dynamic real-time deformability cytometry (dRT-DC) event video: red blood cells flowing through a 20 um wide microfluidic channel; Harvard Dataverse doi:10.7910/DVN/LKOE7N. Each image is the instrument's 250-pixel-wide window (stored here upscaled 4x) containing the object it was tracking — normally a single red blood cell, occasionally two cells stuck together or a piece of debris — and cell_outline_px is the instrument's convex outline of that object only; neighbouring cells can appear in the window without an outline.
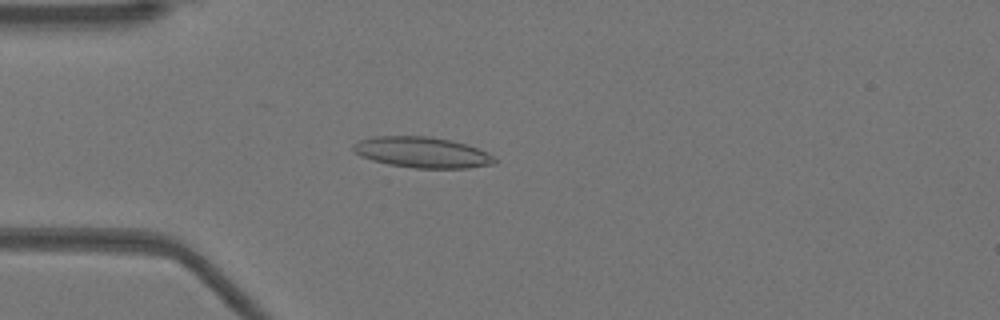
{"species": "Egyptian fruit bat (a non-hibernating species)", "species_latin": "Rousettus aegyptiacus", "temperature_condition": "warm", "stored_images_in_passage": 51, "camera_frame_rate_fps": 3000, "um_per_image_px": 0.085, "animal": {"sex": "female"}, "frame": {"image": 1, "passage_image": 14, "time_ms": 4.333, "image_size_px": [1000, 320], "cell_outline_px": [[500, 160], [496, 164], [468, 168], [416, 168], [388, 164], [372, 160], [360, 156], [352, 148], [352, 144], [360, 140], [372, 136], [428, 136], [452, 140], [488, 152]], "centroid_in_image_um": [35.91, 12.95], "position_along_channel_um": 49.1, "area_um2": 25.55}}
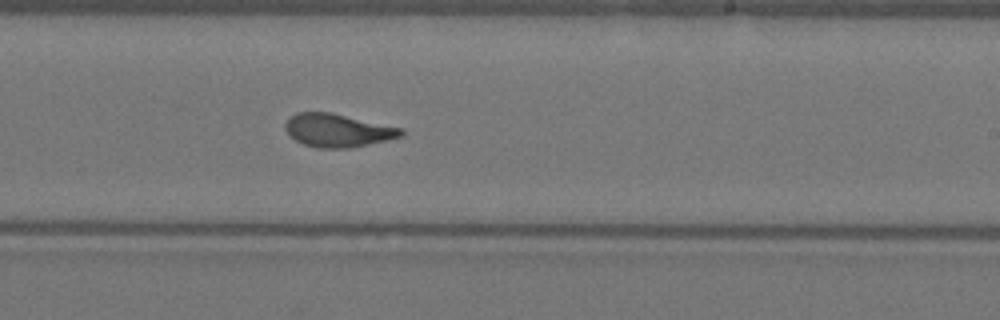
{"frame": {"image": 2, "passage_image": 31, "time_ms": 10.0, "image_size_px": [1000, 320], "cell_outline_px": [[404, 136], [388, 140], [352, 148], [316, 148], [304, 144], [296, 140], [284, 128], [284, 124], [288, 116], [296, 112], [332, 112], [404, 128]], "centroid_in_image_um": [28.73, 11.07], "position_along_channel_um": 260.3, "area_um2": 22.77}}
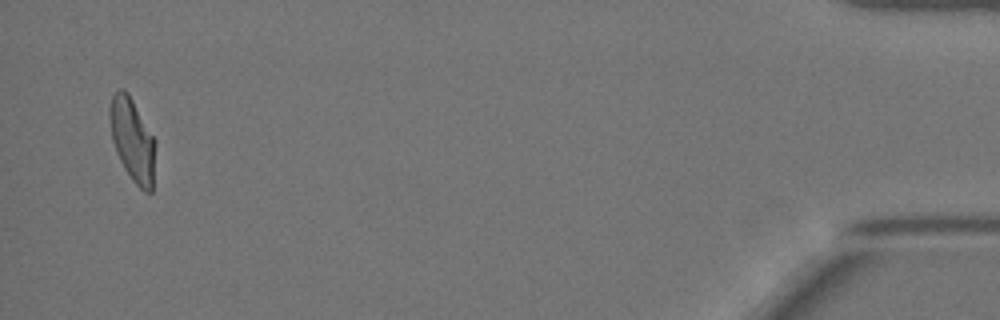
{"frame": {"image": 3, "passage_image": 50, "time_ms": 16.333, "image_size_px": [1000, 320], "cell_outline_px": [[152, 192], [144, 192], [132, 180], [124, 168], [116, 152], [112, 140], [108, 116], [108, 112], [112, 96], [120, 88], [124, 88], [128, 92], [152, 136]], "centroid_in_image_um": [11.17, 11.84], "position_along_channel_um": 424.0, "area_um2": 21.21}, "authors_computed_cell_mechanics": {"area_um2": 22.9466, "velocity_mm_per_s": 3.9259, "shape_relaxation_time_tau1_ms": 9.6346, "shape_relaxation_time_tau2_ms": 1.0951, "deformation_change_tau1": 0.2787, "deformation_change_tau2": 0.0618}}